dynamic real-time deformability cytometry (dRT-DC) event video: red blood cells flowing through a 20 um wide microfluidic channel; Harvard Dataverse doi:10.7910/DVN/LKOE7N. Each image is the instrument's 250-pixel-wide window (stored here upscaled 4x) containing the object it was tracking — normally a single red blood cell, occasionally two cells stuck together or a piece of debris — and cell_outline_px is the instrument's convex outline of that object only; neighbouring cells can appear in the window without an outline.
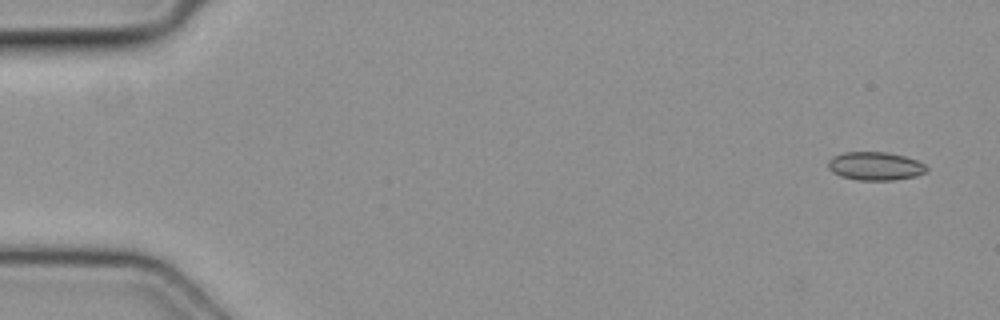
{"species": "common noctule bat (a hibernating species)", "species_latin": "Nyctalus noctula", "temperature_condition": "cold", "stored_images_in_passage": 4, "camera_frame_rate_fps": 3000, "um_per_image_px": 0.085, "animal": {"sex": "female", "body_mass_g": 19.3, "forearm_length_mm": 54.1}, "frame": {"image": 1, "passage_image": 1, "time_ms": 0.0, "image_size_px": [1000, 320], "cell_outline_px": [[928, 168], [924, 172], [916, 176], [892, 180], [856, 180], [840, 176], [832, 172], [828, 168], [828, 160], [832, 156], [844, 152], [888, 152], [904, 156], [916, 160], [924, 164]], "centroid_in_image_um": [74.35, 14.11], "position_along_channel_um": 10.6, "area_um2": 16.3}}
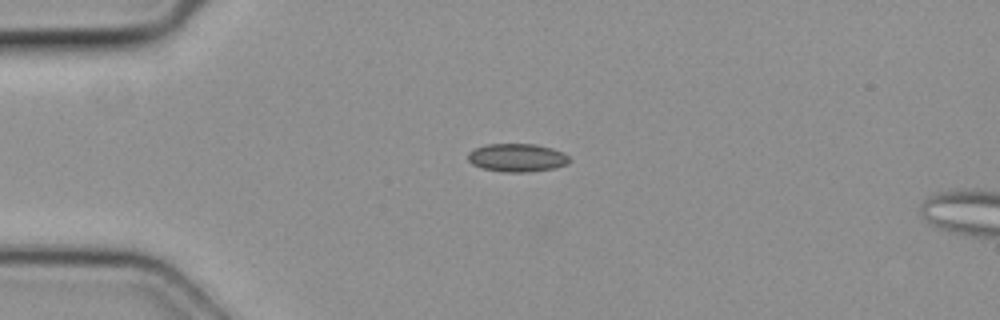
{"frame": {"image": 2, "passage_image": 3, "time_ms": 0.667, "image_size_px": [1000, 320], "cell_outline_px": [[572, 160], [568, 164], [556, 168], [528, 172], [504, 172], [480, 168], [472, 164], [468, 160], [468, 152], [476, 148], [488, 144], [536, 144], [552, 148], [568, 156]], "centroid_in_image_um": [43.96, 13.41], "position_along_channel_um": 41.0, "area_um2": 16.76}}